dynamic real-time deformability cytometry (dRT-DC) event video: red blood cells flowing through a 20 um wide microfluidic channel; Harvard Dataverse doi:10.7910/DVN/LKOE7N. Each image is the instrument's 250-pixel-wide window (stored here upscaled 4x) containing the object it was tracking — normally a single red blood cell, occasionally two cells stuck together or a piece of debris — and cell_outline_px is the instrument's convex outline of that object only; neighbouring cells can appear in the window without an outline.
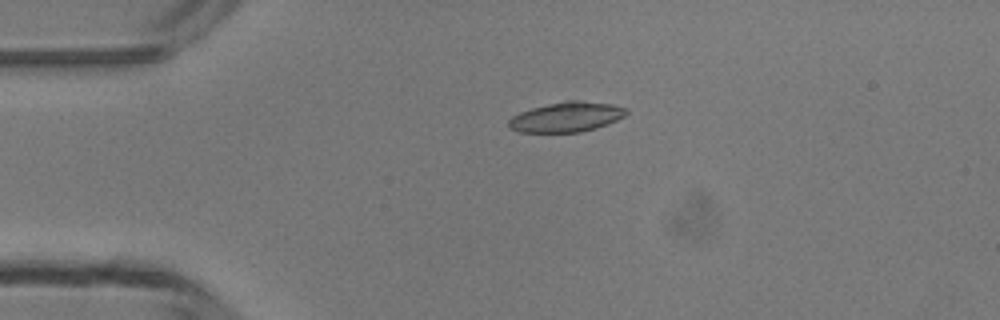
{"species": "common noctule bat (a hibernating species)", "species_latin": "Nyctalus noctula", "temperature_condition": "room temperature", "stored_images_in_passage": 4, "camera_frame_rate_fps": 3000, "um_per_image_px": 0.085, "animal": {"sex": "male", "body_mass_g": 13.3}, "frame": {"image": 1, "passage_image": 3, "time_ms": 2.667, "image_size_px": [1000, 320], "cell_outline_px": [[628, 112], [624, 116], [616, 120], [596, 128], [580, 132], [520, 132], [508, 128], [508, 120], [512, 116], [520, 112], [532, 108], [564, 100], [580, 100], [612, 104], [624, 108]], "centroid_in_image_um": [48.11, 9.94], "position_along_channel_um": 36.9, "area_um2": 20.46}}